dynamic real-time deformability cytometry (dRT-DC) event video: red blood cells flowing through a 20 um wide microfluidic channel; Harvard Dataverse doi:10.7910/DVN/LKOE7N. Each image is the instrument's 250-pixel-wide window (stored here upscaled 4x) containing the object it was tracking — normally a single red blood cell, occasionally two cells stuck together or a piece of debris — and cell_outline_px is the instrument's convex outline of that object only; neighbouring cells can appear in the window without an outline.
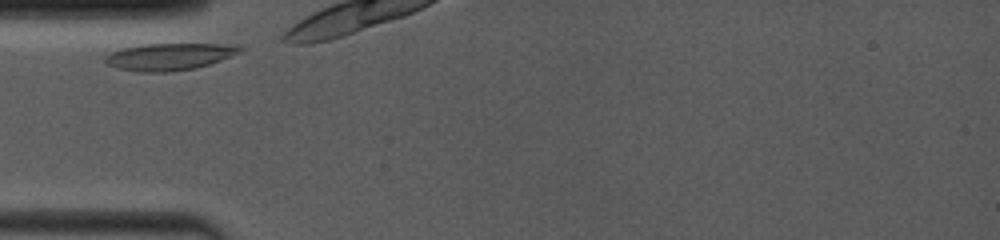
{"species": "common noctule bat (a hibernating species)", "species_latin": "Nyctalus noctula", "temperature_condition": "room temperature", "stored_images_in_passage": 3, "camera_frame_rate_fps": 4000, "um_per_image_px": 0.085, "animal": {"sex": "female", "body_mass_g": 19.0, "forearm_length_mm": 53.3}, "frame": {"image": 1, "passage_image": 1, "time_ms": 0.0, "image_size_px": [1000, 240], "cell_outline_px": [[244, 52], [196, 68], [168, 72], [136, 72], [120, 68], [108, 64], [104, 60], [104, 56], [112, 52], [124, 48], [144, 44], [240, 44], [244, 48]], "centroid_in_image_um": [14.47, 4.81], "position_along_channel_um": 70.5, "area_um2": 21.27}}